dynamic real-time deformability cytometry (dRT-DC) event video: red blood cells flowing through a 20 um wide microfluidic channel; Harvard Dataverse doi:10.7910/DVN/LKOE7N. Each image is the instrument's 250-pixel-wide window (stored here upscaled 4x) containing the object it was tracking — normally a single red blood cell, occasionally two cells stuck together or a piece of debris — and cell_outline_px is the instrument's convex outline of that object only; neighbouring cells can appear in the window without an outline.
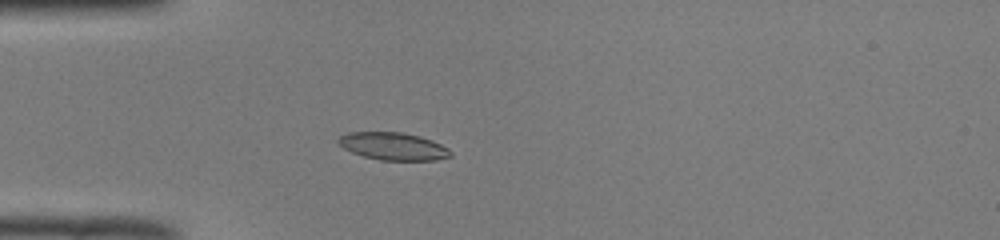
{"species": "common noctule bat (a hibernating species)", "species_latin": "Nyctalus noctula", "temperature_condition": "room temperature", "stored_images_in_passage": 37, "camera_frame_rate_fps": 3000, "um_per_image_px": 0.085, "animal": {"sex": "male", "body_mass_g": 19.0, "forearm_length_mm": 50.8}, "frame": {"image": 1, "passage_image": 1, "time_ms": 0.0, "image_size_px": [1000, 240], "cell_outline_px": [[452, 156], [436, 160], [380, 160], [364, 156], [352, 152], [344, 148], [336, 140], [340, 136], [348, 132], [400, 132], [420, 136], [432, 140], [448, 148], [452, 152]], "centroid_in_image_um": [33.44, 12.43], "position_along_channel_um": 51.6, "area_um2": 17.98}}
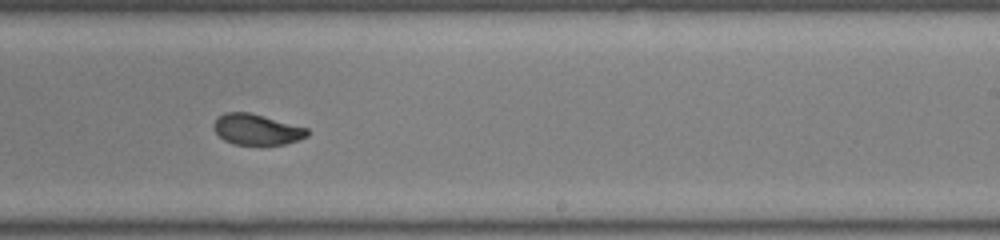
{"frame": {"image": 2, "passage_image": 18, "time_ms": 5.667, "image_size_px": [1000, 240], "cell_outline_px": [[308, 136], [284, 144], [260, 148], [232, 144], [224, 140], [212, 128], [212, 124], [224, 112], [248, 112], [308, 128]], "centroid_in_image_um": [21.8, 11.06], "position_along_channel_um": 267.2, "area_um2": 17.28}}
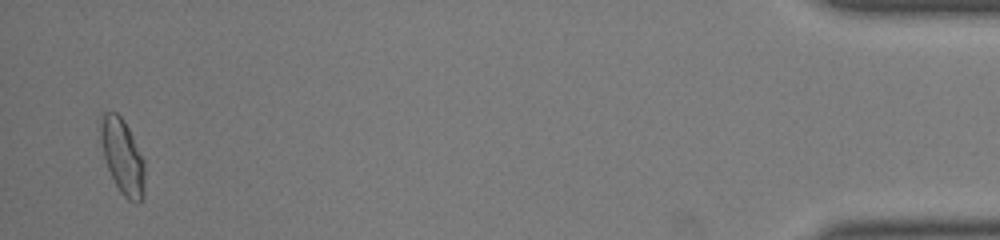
{"frame": {"image": 3, "passage_image": 36, "time_ms": 11.667, "image_size_px": [1000, 240], "cell_outline_px": [[144, 192], [140, 200], [136, 204], [128, 200], [120, 192], [108, 168], [104, 156], [100, 136], [100, 124], [104, 112], [116, 112], [124, 120], [144, 160]], "centroid_in_image_um": [10.42, 13.31], "position_along_channel_um": 424.8, "area_um2": 18.96}, "authors_computed_cell_mechanics": {"area_um2": 17.8024, "velocity_mm_per_s": 4.0022, "shape_relaxation_time_tau1_ms": 2.9141, "shape_relaxation_time_tau2_ms": 0.8993, "deformation_change_tau1": 0.1523, "deformation_change_tau2": 0.0531}}